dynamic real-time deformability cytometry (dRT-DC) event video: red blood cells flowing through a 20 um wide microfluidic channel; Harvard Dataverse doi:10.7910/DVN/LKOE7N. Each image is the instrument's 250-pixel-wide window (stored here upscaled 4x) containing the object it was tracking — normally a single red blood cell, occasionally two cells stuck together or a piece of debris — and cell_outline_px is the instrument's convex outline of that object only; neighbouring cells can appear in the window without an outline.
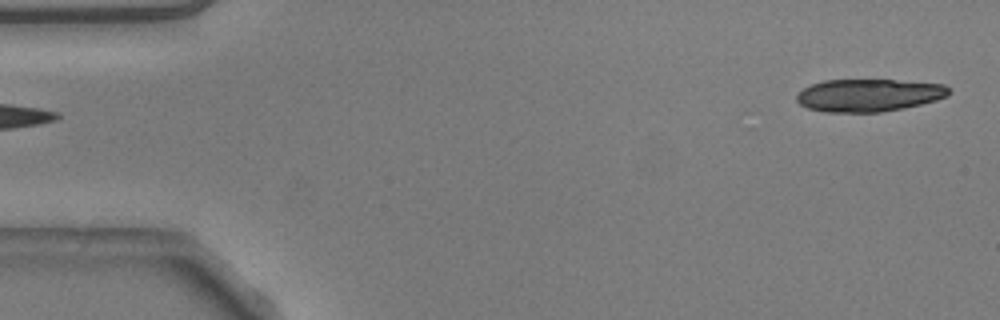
{"species": "common noctule bat (a hibernating species)", "species_latin": "Nyctalus noctula", "temperature_condition": "warm", "stored_images_in_passage": 28, "camera_frame_rate_fps": 3000, "um_per_image_px": 0.085, "animal": {"sex": "male", "body_mass_g": 20.5, "forearm_length_mm": 52.5}, "frame": {"image": 1, "passage_image": 1, "time_ms": 0.0, "image_size_px": [1000, 320], "cell_outline_px": [[952, 92], [948, 96], [936, 100], [904, 108], [880, 112], [824, 112], [808, 108], [800, 104], [796, 100], [796, 96], [804, 88], [812, 84], [824, 80], [892, 80], [944, 84]], "centroid_in_image_um": [73.85, 8.1], "position_along_channel_um": 11.1, "area_um2": 28.84}}